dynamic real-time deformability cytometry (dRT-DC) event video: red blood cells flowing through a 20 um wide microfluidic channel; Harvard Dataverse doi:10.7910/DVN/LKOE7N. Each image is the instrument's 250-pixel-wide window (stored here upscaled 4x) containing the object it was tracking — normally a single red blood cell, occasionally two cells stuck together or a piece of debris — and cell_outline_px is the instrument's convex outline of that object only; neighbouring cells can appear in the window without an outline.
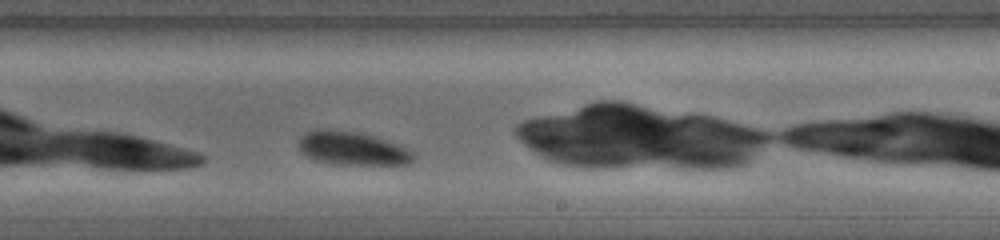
{"species": "common noctule bat (a hibernating species)", "species_latin": "Nyctalus noctula", "temperature_condition": "warm", "stored_images_in_passage": 9, "camera_frame_rate_fps": 5000, "um_per_image_px": 0.085, "animal": {"sex": "female", "body_mass_g": 19.0, "forearm_length_mm": 56.7}, "frame": {"image": 1, "passage_image": 6, "time_ms": 3.2, "image_size_px": [1000, 240], "cell_outline_px": [[416, 156], [408, 164], [332, 164], [316, 160], [304, 156], [300, 152], [296, 140], [304, 132], [316, 128], [328, 128], [360, 132], [408, 148], [416, 152]], "centroid_in_image_um": [29.86, 12.59], "position_along_channel_um": 259.1, "area_um2": 22.89}}